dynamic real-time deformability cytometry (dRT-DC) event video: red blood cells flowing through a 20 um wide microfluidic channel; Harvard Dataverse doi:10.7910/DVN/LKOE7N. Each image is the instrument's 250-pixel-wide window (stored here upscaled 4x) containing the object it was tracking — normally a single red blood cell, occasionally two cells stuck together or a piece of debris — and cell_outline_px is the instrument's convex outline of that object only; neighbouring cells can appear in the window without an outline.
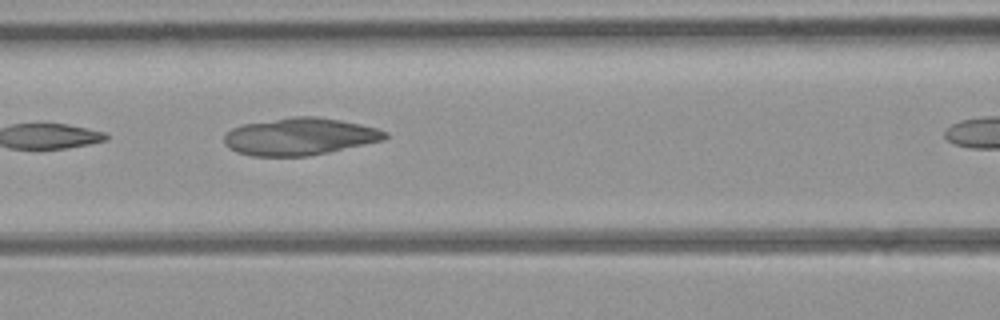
{"species": "common noctule bat (a hibernating species)", "species_latin": "Nyctalus noctula", "temperature_condition": "room temperature", "stored_images_in_passage": 8, "segment_of_instrument_passage": [1, 2], "camera_frame_rate_fps": 3000, "um_per_image_px": 0.085, "animal": {"sex": "female", "body_mass_g": 21.9}, "frame": {"image": 1, "passage_image": 4, "time_ms": 3.667, "image_size_px": [1000, 320], "cell_outline_px": [[388, 136], [384, 140], [328, 152], [308, 156], [252, 156], [236, 152], [228, 148], [224, 144], [224, 136], [232, 128], [240, 124], [292, 116], [316, 116], [340, 120], [360, 124], [376, 128], [388, 132]], "centroid_in_image_um": [25.44, 11.6], "position_along_channel_um": 141.2, "area_um2": 35.08}}
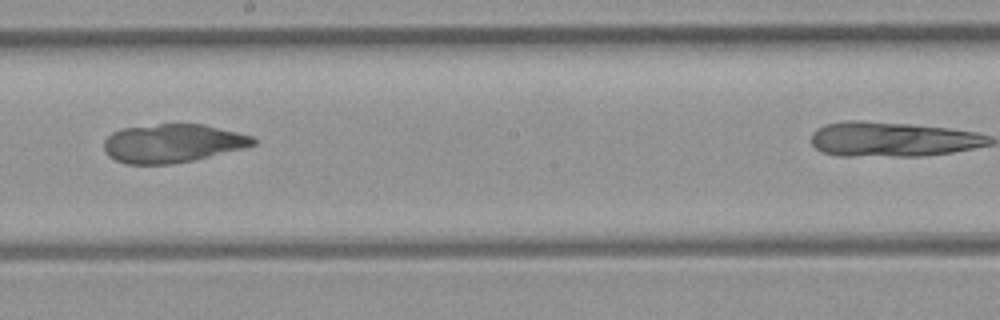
{"frame": {"image": 2, "passage_image": 6, "time_ms": 6.0, "image_size_px": [1000, 320], "cell_outline_px": [[256, 144], [244, 148], [192, 160], [172, 164], [124, 164], [108, 156], [104, 148], [104, 140], [112, 132], [120, 128], [160, 124], [204, 124], [252, 136], [256, 140]], "centroid_in_image_um": [14.63, 12.18], "position_along_channel_um": 233.6, "area_um2": 33.41}}
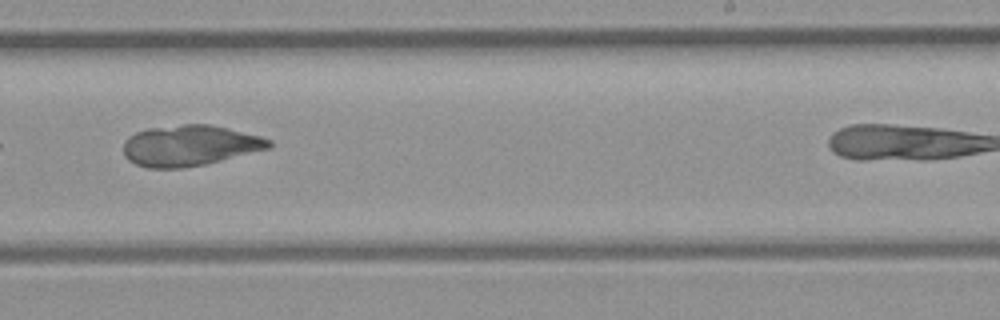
{"frame": {"image": 3, "passage_image": 7, "time_ms": 7.0, "image_size_px": [1000, 320], "cell_outline_px": [[272, 148], [204, 164], [184, 168], [148, 168], [136, 164], [128, 160], [124, 156], [124, 140], [128, 136], [136, 132], [148, 128], [184, 124], [212, 124], [260, 136], [272, 140]], "centroid_in_image_um": [16.13, 12.37], "position_along_channel_um": 272.9, "area_um2": 34.74}}